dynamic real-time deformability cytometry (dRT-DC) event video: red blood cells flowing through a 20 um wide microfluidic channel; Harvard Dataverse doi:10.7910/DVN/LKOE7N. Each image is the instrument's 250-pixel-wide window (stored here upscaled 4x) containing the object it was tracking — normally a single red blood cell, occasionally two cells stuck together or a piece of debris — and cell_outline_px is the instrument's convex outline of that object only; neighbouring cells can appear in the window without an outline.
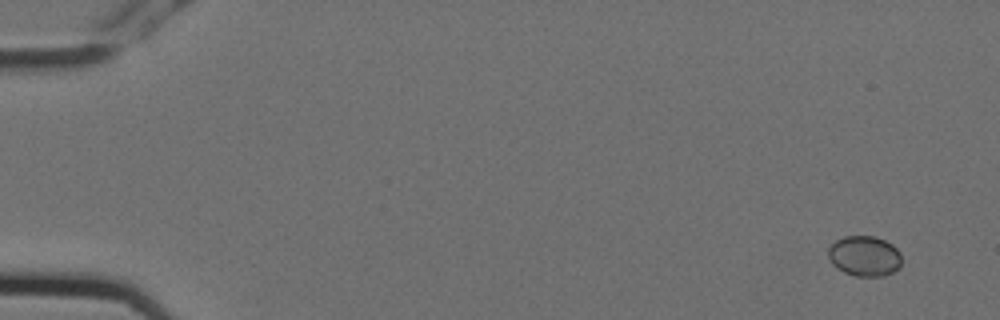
{"species": "Egyptian fruit bat (a non-hibernating species)", "species_latin": "Rousettus aegyptiacus", "temperature_condition": "cold", "stored_images_in_passage": 9, "camera_frame_rate_fps": 3000, "um_per_image_px": 0.085, "animal": {"sex": "female"}, "frame": {"image": 1, "passage_image": 1, "time_ms": 0.0, "image_size_px": [1000, 320], "cell_outline_px": [[900, 268], [884, 276], [856, 276], [844, 272], [836, 268], [832, 264], [828, 256], [828, 248], [836, 240], [844, 236], [876, 236], [892, 244], [900, 252]], "centroid_in_image_um": [73.47, 21.76], "position_along_channel_um": 11.5, "area_um2": 17.34}}
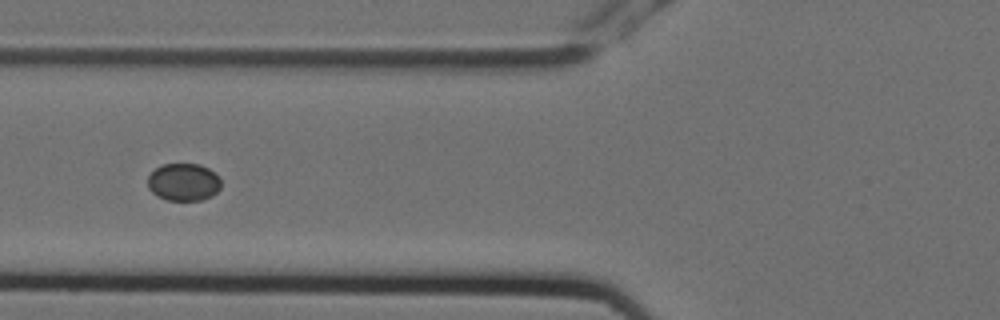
{"frame": {"image": 2, "passage_image": 6, "time_ms": 1.667, "image_size_px": [1000, 320], "cell_outline_px": [[220, 188], [212, 196], [200, 200], [168, 200], [156, 196], [148, 188], [148, 176], [160, 164], [200, 164], [208, 168], [220, 180]], "centroid_in_image_um": [15.57, 15.48], "position_along_channel_um": 110.2, "area_um2": 15.95}}
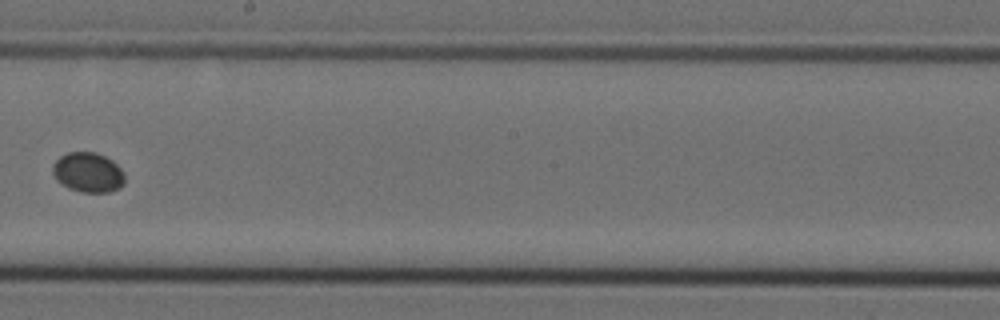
{"frame": {"image": 3, "passage_image": 9, "time_ms": 2.667, "image_size_px": [1000, 320], "cell_outline_px": [[124, 184], [120, 188], [108, 192], [80, 192], [68, 188], [56, 180], [52, 172], [52, 164], [60, 156], [68, 152], [96, 152], [112, 160], [124, 172]], "centroid_in_image_um": [7.47, 14.65], "position_along_channel_um": 240.7, "area_um2": 16.88}}